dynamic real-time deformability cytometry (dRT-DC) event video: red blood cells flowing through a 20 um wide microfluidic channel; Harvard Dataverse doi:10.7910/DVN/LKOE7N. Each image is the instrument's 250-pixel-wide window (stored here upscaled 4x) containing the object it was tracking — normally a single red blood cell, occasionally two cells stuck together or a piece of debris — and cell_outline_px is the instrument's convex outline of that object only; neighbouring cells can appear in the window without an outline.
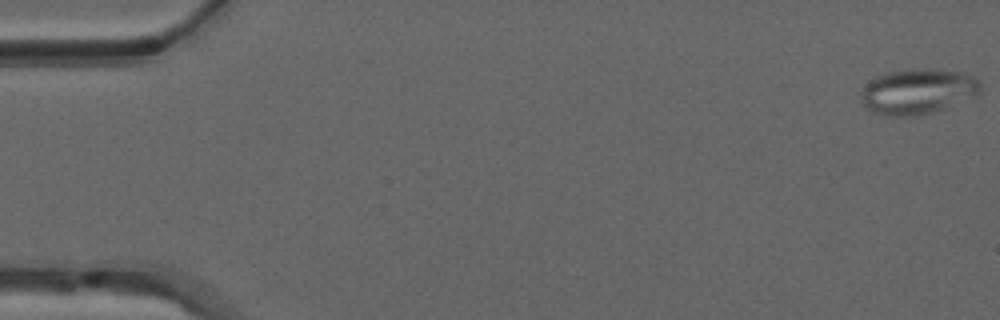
{"species": "common noctule bat (a hibernating species)", "species_latin": "Nyctalus noctula", "temperature_condition": "warm", "stored_images_in_passage": 51, "segment_of_instrument_passage": [1, 2], "camera_frame_rate_fps": 3000, "um_per_image_px": 0.085, "animal": {"sex": "male", "forearm_length_mm": 52.5}, "frame": {"image": 1, "passage_image": 1, "time_ms": 0.0, "image_size_px": [1000, 320], "cell_outline_px": [[980, 92], [936, 112], [920, 116], [892, 116], [872, 112], [864, 104], [864, 88], [868, 80], [876, 76], [888, 72], [920, 68], [964, 72], [972, 76], [980, 84]], "centroid_in_image_um": [78.01, 7.77], "position_along_channel_um": 7.0, "area_um2": 31.1}}
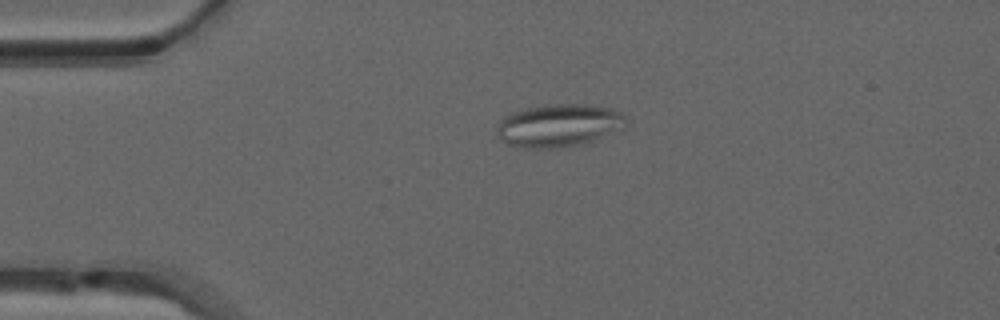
{"frame": {"image": 2, "passage_image": 12, "time_ms": 3.667, "image_size_px": [1000, 320], "cell_outline_px": [[624, 128], [592, 144], [556, 148], [524, 148], [508, 144], [500, 140], [496, 136], [496, 128], [500, 120], [504, 116], [528, 108], [556, 104], [584, 104], [612, 108], [620, 112], [624, 116]], "centroid_in_image_um": [47.53, 10.7], "position_along_channel_um": 37.5, "area_um2": 32.71}}